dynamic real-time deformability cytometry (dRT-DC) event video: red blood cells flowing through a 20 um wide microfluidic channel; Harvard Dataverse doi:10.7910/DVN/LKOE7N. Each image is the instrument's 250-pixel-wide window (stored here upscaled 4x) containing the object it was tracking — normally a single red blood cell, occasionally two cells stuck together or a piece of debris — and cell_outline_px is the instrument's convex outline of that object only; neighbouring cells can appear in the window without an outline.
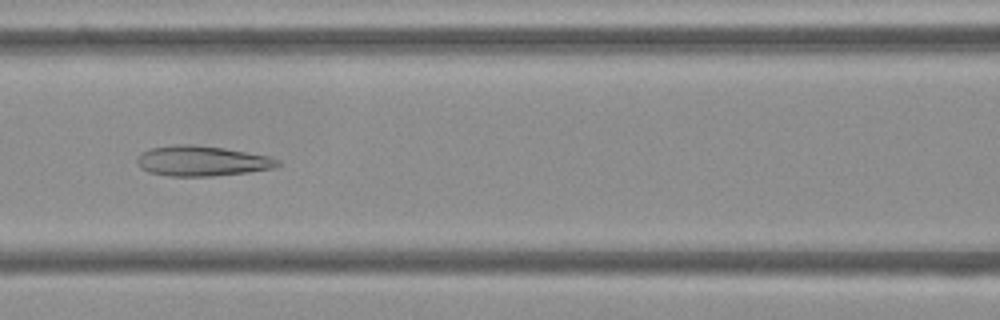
{"species": "Egyptian fruit bat (a non-hibernating species)", "species_latin": "Rousettus aegyptiacus", "temperature_condition": "cold", "stored_images_in_passage": 53, "camera_frame_rate_fps": 3000, "um_per_image_px": 0.085, "frame": {"image": 1, "passage_image": 23, "time_ms": 7.333, "image_size_px": [1000, 320], "cell_outline_px": [[280, 164], [272, 168], [248, 172], [212, 176], [168, 176], [148, 172], [140, 168], [136, 160], [136, 156], [140, 152], [152, 148], [176, 144], [192, 144], [224, 148], [268, 156], [280, 160]], "centroid_in_image_um": [17.11, 13.68], "position_along_channel_um": 149.5, "area_um2": 24.8}}
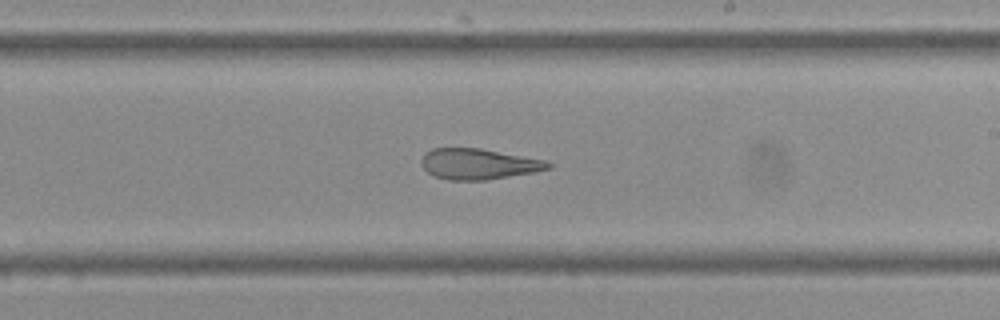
{"frame": {"image": 2, "passage_image": 31, "time_ms": 10.0, "image_size_px": [1000, 320], "cell_outline_px": [[552, 168], [536, 172], [484, 180], [448, 180], [436, 176], [428, 172], [420, 164], [420, 160], [424, 152], [432, 148], [480, 148], [548, 160], [552, 164]], "centroid_in_image_um": [40.69, 13.93], "position_along_channel_um": 248.3, "area_um2": 22.95}}
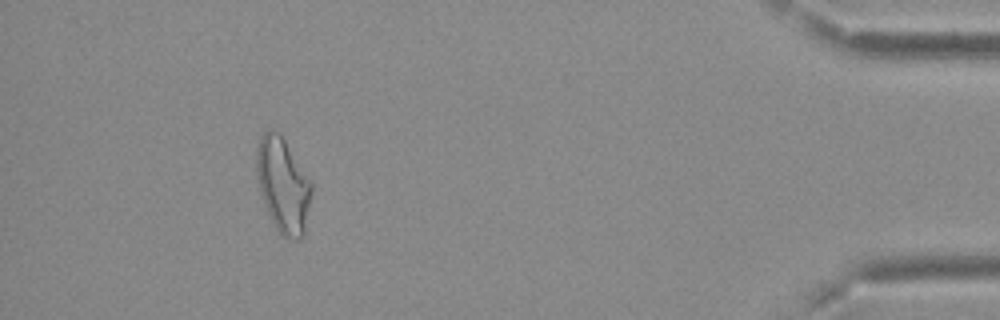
{"frame": {"image": 3, "passage_image": 49, "time_ms": 16.0, "image_size_px": [1000, 320], "cell_outline_px": [[312, 192], [304, 232], [300, 240], [296, 240], [280, 236], [264, 204], [260, 192], [256, 176], [256, 148], [260, 136], [268, 128], [272, 128], [284, 140], [312, 180]], "centroid_in_image_um": [24.05, 15.73], "position_along_channel_um": 411.2, "area_um2": 30.58}, "authors_computed_cell_mechanics": {"area_um2": 27.744, "velocity_mm_per_s": 3.72, "shape_relaxation_time_tau1_ms": null, "shape_relaxation_time_tau2_ms": 4.1115, "deformation_change_tau1": null, "deformation_change_tau2": 0.1455}}